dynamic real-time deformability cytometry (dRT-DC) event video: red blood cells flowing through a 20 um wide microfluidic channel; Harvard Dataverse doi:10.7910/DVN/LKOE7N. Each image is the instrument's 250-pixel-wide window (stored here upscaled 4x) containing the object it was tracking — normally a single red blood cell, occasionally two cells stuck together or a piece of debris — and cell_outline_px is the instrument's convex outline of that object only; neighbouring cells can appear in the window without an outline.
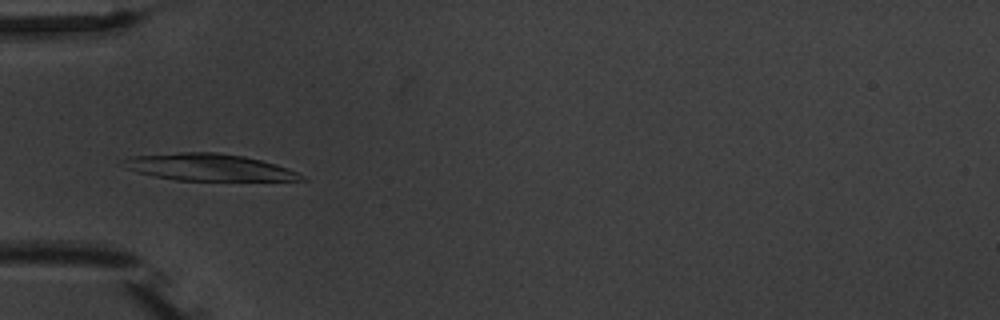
{"species": "common noctule bat (a hibernating species)", "species_latin": "Nyctalus noctula", "temperature_condition": "warm", "stored_images_in_passage": 6, "camera_frame_rate_fps": 3000, "um_per_image_px": 0.085, "animal": {"sex": "male", "body_mass_g": 20.1, "forearm_length_mm": 53.5}, "frame": {"image": 1, "passage_image": 4, "time_ms": 3.667, "image_size_px": [1000, 320], "cell_outline_px": [[308, 180], [176, 180], [136, 172], [116, 164], [132, 156], [176, 152], [216, 152], [244, 156], [276, 164], [288, 168], [304, 176]], "centroid_in_image_um": [17.69, 14.21], "position_along_channel_um": 67.3, "area_um2": 27.86}}
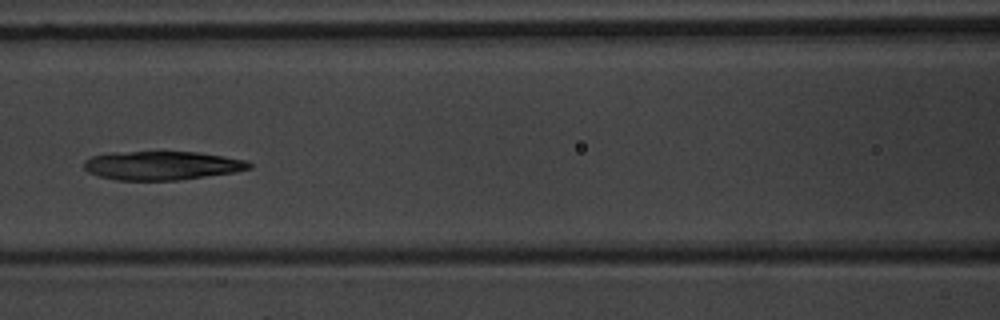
{"frame": {"image": 2, "passage_image": 6, "time_ms": 6.0, "image_size_px": [1000, 320], "cell_outline_px": [[252, 168], [236, 172], [176, 180], [116, 180], [100, 176], [88, 172], [84, 168], [84, 160], [92, 156], [112, 152], [196, 152], [224, 156], [248, 160], [252, 164]], "centroid_in_image_um": [13.78, 14.06], "position_along_channel_um": 152.8, "area_um2": 27.69}}